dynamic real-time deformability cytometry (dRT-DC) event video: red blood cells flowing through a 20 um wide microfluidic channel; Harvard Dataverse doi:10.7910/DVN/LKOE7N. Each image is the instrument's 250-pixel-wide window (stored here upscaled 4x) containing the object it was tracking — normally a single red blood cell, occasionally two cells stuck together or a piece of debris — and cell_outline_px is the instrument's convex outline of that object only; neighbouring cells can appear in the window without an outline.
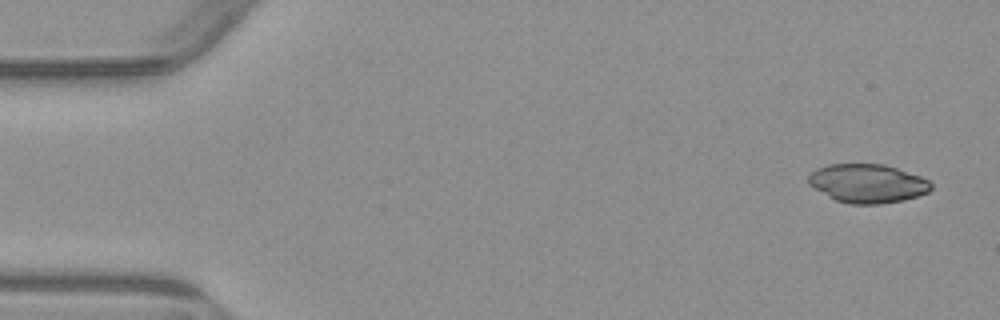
{"species": "common noctule bat (a hibernating species)", "species_latin": "Nyctalus noctula", "temperature_condition": "warm", "stored_images_in_passage": 5, "camera_frame_rate_fps": 3000, "um_per_image_px": 0.085, "animal": {"sex": "male", "body_mass_g": 23.1, "forearm_length_mm": 52.7}, "frame": {"image": 1, "passage_image": 1, "time_ms": 0.0, "image_size_px": [1000, 320], "cell_outline_px": [[932, 188], [928, 192], [904, 200], [880, 204], [848, 204], [836, 200], [828, 196], [808, 184], [808, 176], [816, 168], [828, 164], [884, 164], [920, 176], [928, 180], [932, 184]], "centroid_in_image_um": [73.73, 15.59], "position_along_channel_um": 11.3, "area_um2": 27.63}}